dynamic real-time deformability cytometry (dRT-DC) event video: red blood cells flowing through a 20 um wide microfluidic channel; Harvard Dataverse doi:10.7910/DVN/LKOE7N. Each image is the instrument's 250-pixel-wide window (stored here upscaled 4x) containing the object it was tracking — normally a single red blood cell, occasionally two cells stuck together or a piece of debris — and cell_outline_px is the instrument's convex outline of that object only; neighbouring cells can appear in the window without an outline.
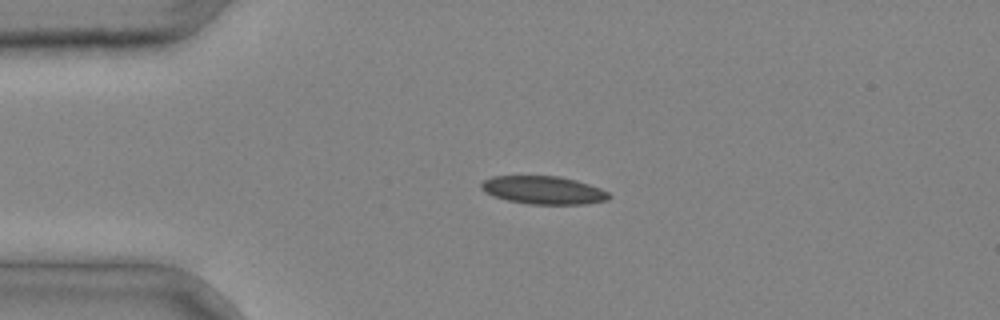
{"species": "common noctule bat (a hibernating species)", "species_latin": "Nyctalus noctula", "temperature_condition": "cold", "stored_images_in_passage": 3, "camera_frame_rate_fps": 3000, "um_per_image_px": 0.085, "animal": {"sex": "male", "body_mass_g": 20.4}, "frame": {"image": 1, "passage_image": 2, "time_ms": 0.333, "image_size_px": [1000, 320], "cell_outline_px": [[612, 196], [608, 200], [588, 204], [528, 204], [508, 200], [492, 196], [484, 192], [480, 188], [480, 184], [484, 180], [492, 176], [560, 176], [576, 180], [600, 188], [608, 192]], "centroid_in_image_um": [46.19, 16.16], "position_along_channel_um": 38.8, "area_um2": 21.04}}
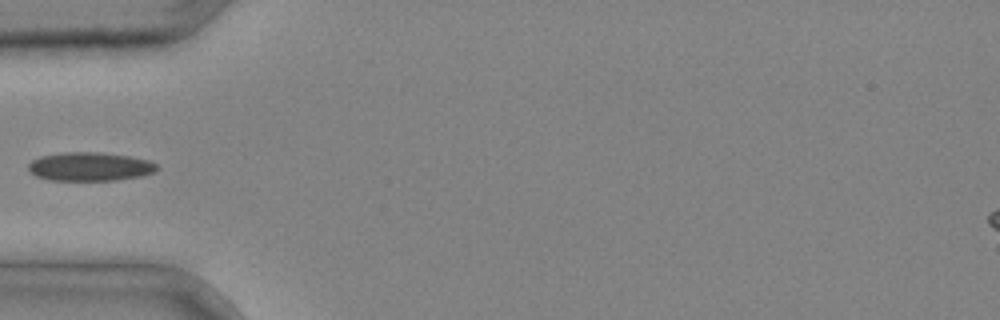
{"frame": {"image": 2, "passage_image": 3, "time_ms": 0.667, "image_size_px": [1000, 320], "cell_outline_px": [[160, 168], [156, 172], [140, 176], [116, 180], [48, 180], [36, 176], [28, 168], [28, 164], [32, 160], [40, 156], [60, 152], [100, 152], [128, 156], [148, 160], [156, 164]], "centroid_in_image_um": [7.64, 14.15], "position_along_channel_um": 77.4, "area_um2": 21.56}}